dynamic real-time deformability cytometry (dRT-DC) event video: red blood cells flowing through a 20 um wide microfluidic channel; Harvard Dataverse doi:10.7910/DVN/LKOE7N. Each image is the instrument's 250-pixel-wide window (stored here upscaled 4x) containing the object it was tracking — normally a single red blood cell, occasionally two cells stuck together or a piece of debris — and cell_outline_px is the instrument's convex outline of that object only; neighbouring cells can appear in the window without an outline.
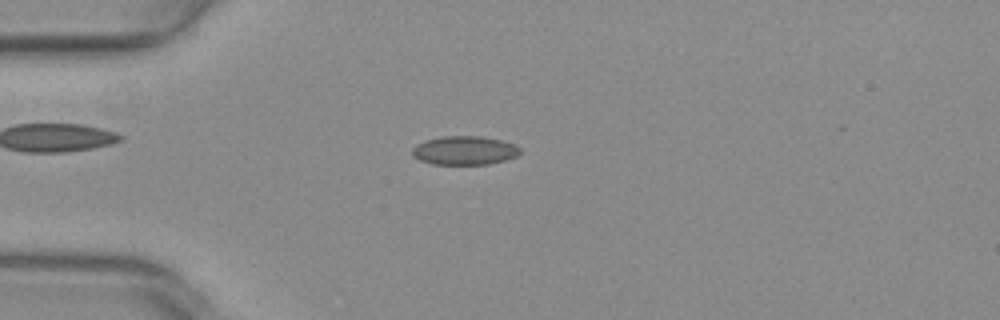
{"species": "common noctule bat (a hibernating species)", "species_latin": "Nyctalus noctula", "temperature_condition": "warm", "stored_images_in_passage": 47, "camera_frame_rate_fps": 3000, "um_per_image_px": 0.085, "animal": {"sex": "female", "body_mass_g": 29.2, "forearm_length_mm": 56.3}, "frame": {"image": 1, "passage_image": 10, "time_ms": 3.0, "image_size_px": [1000, 320], "cell_outline_px": [[520, 152], [516, 156], [504, 160], [488, 164], [432, 164], [420, 160], [412, 156], [412, 148], [416, 144], [424, 140], [444, 136], [480, 136], [500, 140], [516, 144], [520, 148]], "centroid_in_image_um": [39.46, 12.78], "position_along_channel_um": 45.5, "area_um2": 18.09}}
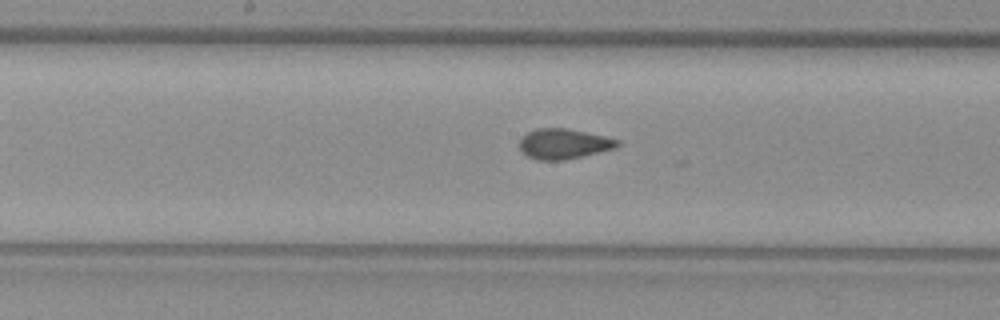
{"frame": {"image": 2, "passage_image": 23, "time_ms": 7.333, "image_size_px": [1000, 320], "cell_outline_px": [[620, 144], [616, 148], [584, 156], [564, 160], [536, 160], [528, 156], [520, 148], [520, 140], [528, 132], [536, 128], [568, 128], [604, 136], [620, 140]], "centroid_in_image_um": [47.95, 12.23], "position_along_channel_um": 200.3, "area_um2": 17.22}}
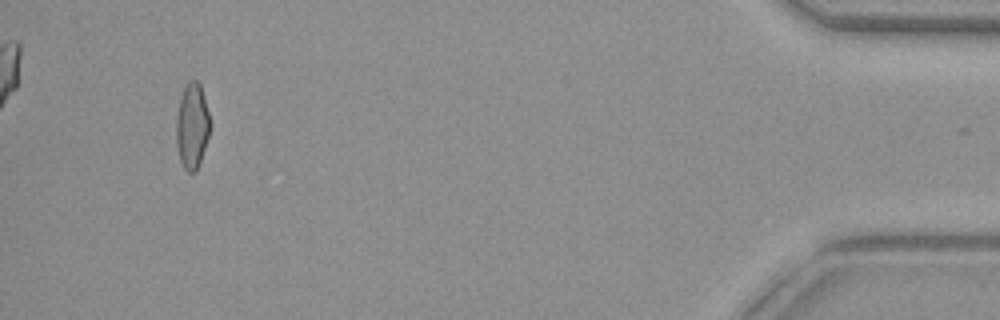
{"frame": {"image": 3, "passage_image": 45, "time_ms": 14.667, "image_size_px": [1000, 320], "cell_outline_px": [[208, 136], [200, 164], [196, 172], [188, 172], [184, 168], [180, 160], [176, 144], [176, 116], [180, 96], [188, 80], [196, 80], [200, 84], [204, 96], [208, 112]], "centroid_in_image_um": [16.3, 10.71], "position_along_channel_um": 418.9, "area_um2": 16.76}, "authors_computed_cell_mechanics": {"area_um2": 17.4556, "velocity_mm_per_s": 4.0237, "shape_relaxation_time_tau1_ms": null, "shape_relaxation_time_tau2_ms": 1.1996, "deformation_change_tau1": null, "deformation_change_tau2": 0.0519}}